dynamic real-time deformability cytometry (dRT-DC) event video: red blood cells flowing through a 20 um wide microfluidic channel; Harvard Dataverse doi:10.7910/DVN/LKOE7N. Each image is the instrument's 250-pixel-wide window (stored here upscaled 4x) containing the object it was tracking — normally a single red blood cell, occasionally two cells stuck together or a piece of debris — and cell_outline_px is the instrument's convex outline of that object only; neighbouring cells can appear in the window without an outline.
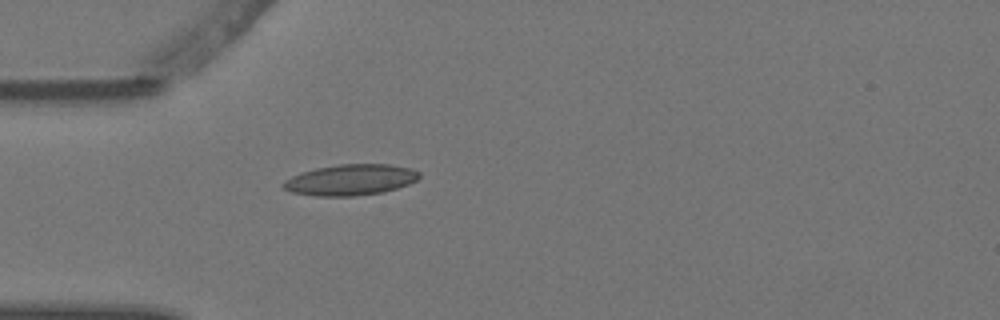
{"species": "Egyptian fruit bat (a non-hibernating species)", "species_latin": "Rousettus aegyptiacus", "temperature_condition": "warm", "stored_images_in_passage": 2, "camera_frame_rate_fps": 3000, "um_per_image_px": 0.085, "animal": {"sex": "female"}, "frame": {"image": 1, "passage_image": 2, "time_ms": 0.333, "image_size_px": [1000, 320], "cell_outline_px": [[420, 176], [416, 180], [408, 184], [384, 192], [356, 196], [316, 196], [292, 192], [284, 188], [280, 184], [284, 180], [292, 176], [316, 168], [340, 164], [388, 164], [412, 168], [420, 172]], "centroid_in_image_um": [29.81, 15.29], "position_along_channel_um": 55.2, "area_um2": 24.51}}